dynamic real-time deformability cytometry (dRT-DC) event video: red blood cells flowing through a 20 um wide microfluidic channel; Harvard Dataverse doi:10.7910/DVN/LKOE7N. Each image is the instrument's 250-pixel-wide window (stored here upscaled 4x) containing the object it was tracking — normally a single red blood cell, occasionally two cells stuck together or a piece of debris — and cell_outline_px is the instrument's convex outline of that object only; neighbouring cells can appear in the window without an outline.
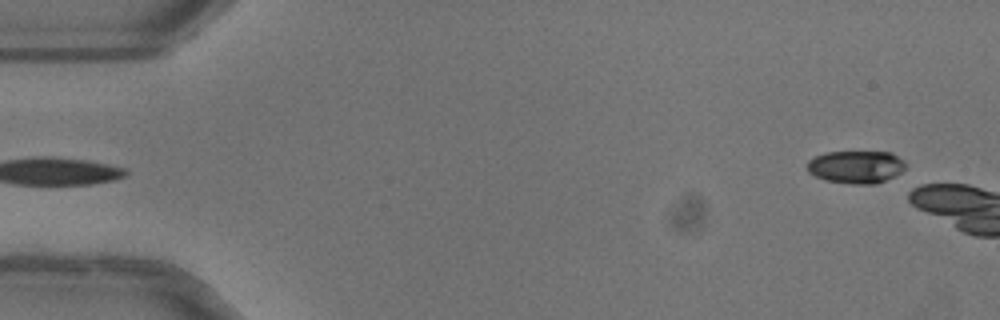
{"species": "common noctule bat (a hibernating species)", "species_latin": "Nyctalus noctula", "temperature_condition": "warm", "stored_images_in_passage": 4, "camera_frame_rate_fps": 3000, "um_per_image_px": 0.085, "animal": {"sex": "female"}, "frame": {"image": 1, "passage_image": 1, "time_ms": 0.0, "image_size_px": [1000, 320], "cell_outline_px": [[904, 168], [900, 172], [876, 184], [852, 184], [828, 180], [816, 176], [808, 172], [808, 160], [816, 156], [828, 152], [892, 152], [904, 164]], "centroid_in_image_um": [72.73, 14.18], "position_along_channel_um": 12.3, "area_um2": 18.26}}